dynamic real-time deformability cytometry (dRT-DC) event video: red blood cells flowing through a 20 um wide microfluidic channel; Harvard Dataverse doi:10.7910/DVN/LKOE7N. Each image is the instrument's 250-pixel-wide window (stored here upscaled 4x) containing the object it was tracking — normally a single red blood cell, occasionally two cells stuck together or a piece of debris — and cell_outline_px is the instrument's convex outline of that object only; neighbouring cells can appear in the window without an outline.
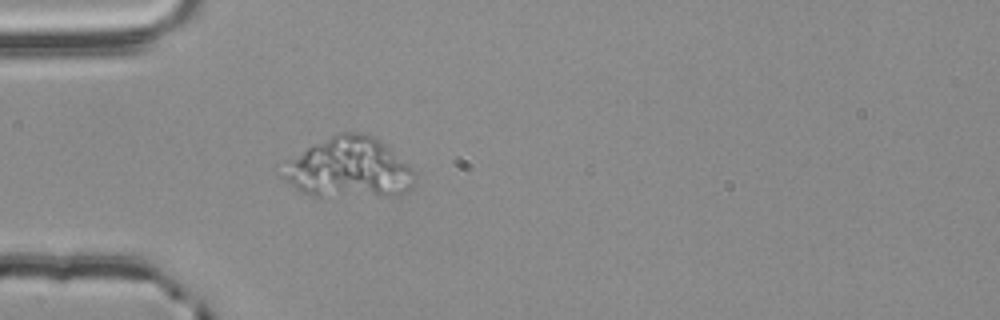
{"species": "common noctule bat (a hibernating species)", "species_latin": "Nyctalus noctula", "temperature_condition": "room temperature", "stored_images_in_passage": 57, "camera_frame_rate_fps": 3000, "um_per_image_px": 0.085, "animal": {"sex": "male", "body_mass_g": 20.4}, "frame": {"image": 1, "passage_image": 18, "time_ms": 5.667, "image_size_px": [1000, 320], "cell_outline_px": [[416, 176], [412, 184], [400, 196], [316, 196], [304, 192], [296, 188], [280, 176], [284, 160], [340, 132], [364, 132], [372, 136], [388, 148], [412, 168], [416, 172]], "centroid_in_image_um": [29.64, 14.3], "position_along_channel_um": 55.4, "area_um2": 46.18}}
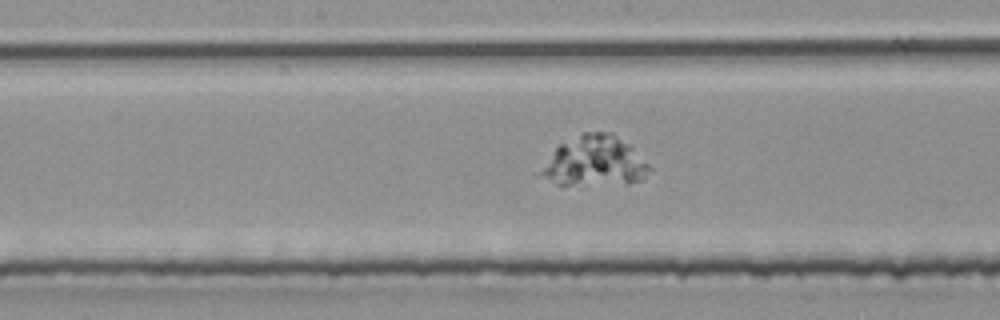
{"frame": {"image": 2, "passage_image": 30, "time_ms": 9.667, "image_size_px": [1000, 320], "cell_outline_px": [[652, 168], [640, 180], [628, 184], [556, 184], [532, 176], [556, 148], [560, 144], [584, 132], [612, 132], [628, 144]], "centroid_in_image_um": [50.45, 13.73], "position_along_channel_um": 197.7, "area_um2": 31.85}}
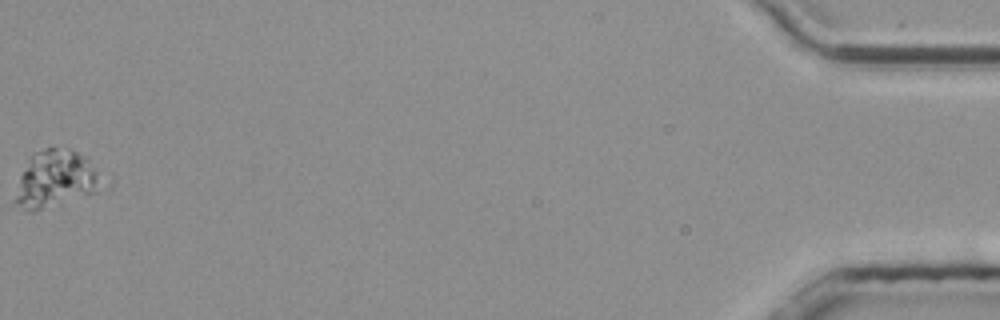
{"frame": {"image": 3, "passage_image": 57, "time_ms": 18.667, "image_size_px": [1000, 320], "cell_outline_px": [[108, 188], [96, 192], [32, 212], [28, 212], [12, 208], [12, 200], [20, 176], [32, 152], [52, 144], [68, 148], [88, 156]], "centroid_in_image_um": [4.71, 15.2], "position_along_channel_um": 430.5, "area_um2": 30.11}}